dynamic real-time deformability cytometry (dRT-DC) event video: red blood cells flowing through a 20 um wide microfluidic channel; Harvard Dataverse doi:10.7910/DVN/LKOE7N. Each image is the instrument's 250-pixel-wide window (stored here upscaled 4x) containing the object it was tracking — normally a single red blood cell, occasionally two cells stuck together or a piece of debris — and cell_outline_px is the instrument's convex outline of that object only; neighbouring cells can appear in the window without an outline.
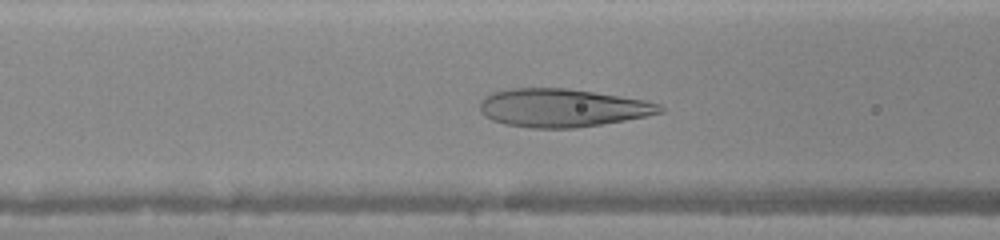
{"species": "human", "species_latin": "Homo sapiens", "temperature_condition": "warm", "stored_images_in_passage": 39, "camera_frame_rate_fps": 3000, "um_per_image_px": 0.085, "donor": {"sex": "female"}, "frame": {"image": 1, "passage_image": 17, "time_ms": 5.333, "image_size_px": [1000, 240], "cell_outline_px": [[664, 112], [624, 120], [576, 128], [532, 128], [504, 124], [492, 120], [484, 116], [480, 112], [480, 100], [492, 92], [512, 88], [564, 88], [620, 96], [644, 100], [660, 104], [664, 108]], "centroid_in_image_um": [47.75, 9.17], "position_along_channel_um": 118.8, "area_um2": 39.94}}
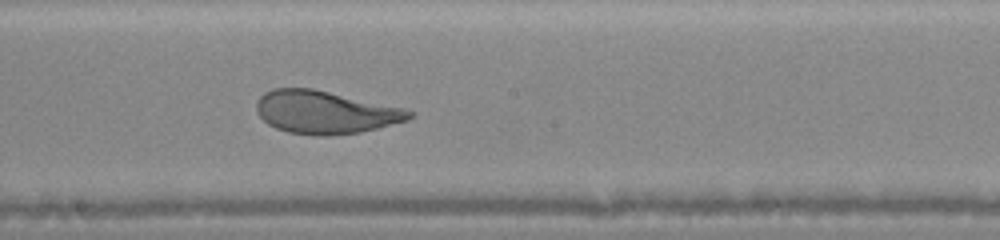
{"frame": {"image": 2, "passage_image": 24, "time_ms": 7.667, "image_size_px": [1000, 240], "cell_outline_px": [[416, 116], [408, 120], [360, 132], [328, 136], [316, 136], [288, 132], [276, 128], [268, 124], [256, 112], [256, 100], [264, 92], [272, 88], [312, 88], [404, 108], [412, 112]], "centroid_in_image_um": [27.61, 9.54], "position_along_channel_um": 220.6, "area_um2": 38.21}}
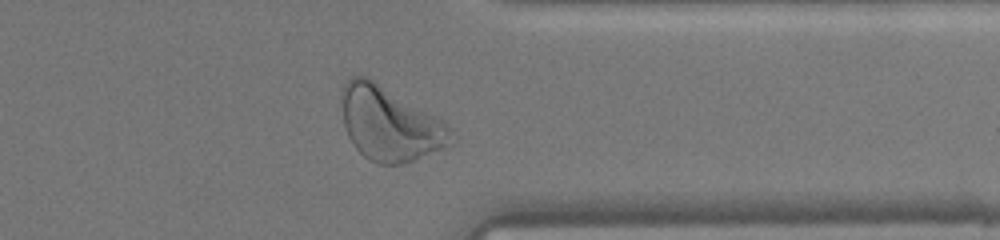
{"frame": {"image": 3, "passage_image": 35, "time_ms": 11.333, "image_size_px": [1000, 240], "cell_outline_px": [[456, 140], [444, 148], [412, 160], [400, 164], [380, 164], [364, 156], [352, 144], [348, 136], [344, 124], [344, 84], [352, 76], [368, 76], [444, 120], [452, 128], [456, 136]], "centroid_in_image_um": [33.2, 10.52], "position_along_channel_um": 378.2, "area_um2": 46.93}}